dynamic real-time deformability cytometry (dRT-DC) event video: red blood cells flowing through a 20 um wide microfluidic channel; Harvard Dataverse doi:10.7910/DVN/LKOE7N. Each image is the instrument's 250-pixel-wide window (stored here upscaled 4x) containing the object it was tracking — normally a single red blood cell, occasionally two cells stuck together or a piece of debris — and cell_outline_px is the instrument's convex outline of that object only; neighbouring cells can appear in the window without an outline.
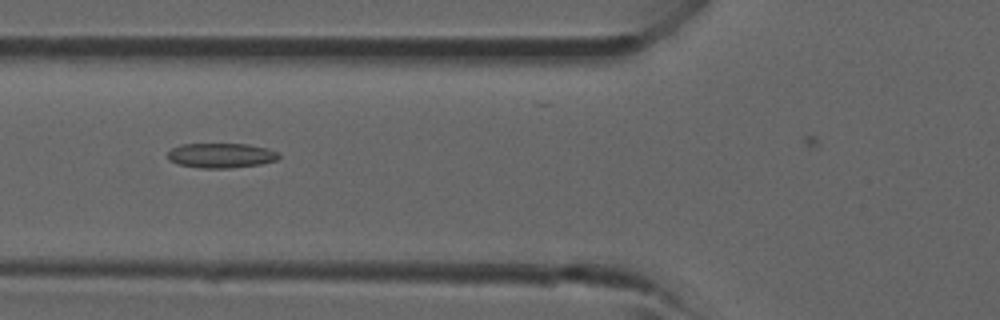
{"species": "common noctule bat (a hibernating species)", "species_latin": "Nyctalus noctula", "temperature_condition": "room temperature", "stored_images_in_passage": 15, "camera_frame_rate_fps": 3000, "um_per_image_px": 0.085, "animal": {"sex": "male", "forearm_length_mm": 52.5}, "frame": {"image": 1, "passage_image": 12, "time_ms": 3.667, "image_size_px": [1000, 320], "cell_outline_px": [[280, 156], [276, 160], [260, 164], [228, 168], [200, 168], [176, 164], [168, 160], [168, 152], [172, 148], [180, 144], [248, 144], [268, 148], [280, 152]], "centroid_in_image_um": [18.79, 13.21], "position_along_channel_um": 107.0, "area_um2": 16.18}}
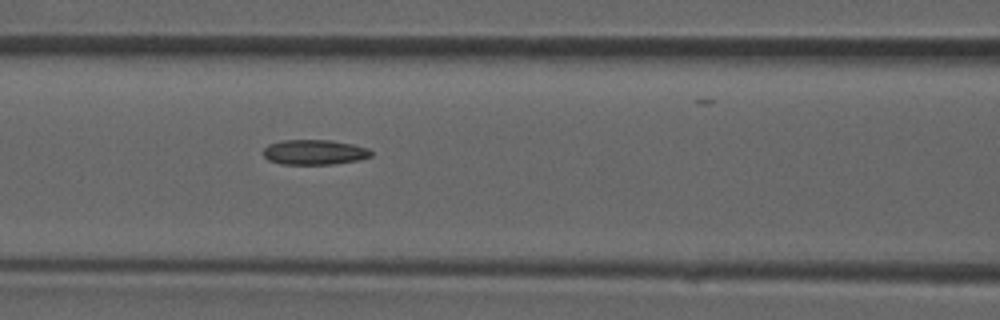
{"frame": {"image": 2, "passage_image": 14, "time_ms": 4.333, "image_size_px": [1000, 320], "cell_outline_px": [[372, 156], [356, 160], [332, 164], [280, 164], [268, 160], [260, 152], [268, 144], [284, 140], [332, 140], [352, 144], [368, 148], [372, 152]], "centroid_in_image_um": [26.68, 12.93], "position_along_channel_um": 139.9, "area_um2": 15.78}}